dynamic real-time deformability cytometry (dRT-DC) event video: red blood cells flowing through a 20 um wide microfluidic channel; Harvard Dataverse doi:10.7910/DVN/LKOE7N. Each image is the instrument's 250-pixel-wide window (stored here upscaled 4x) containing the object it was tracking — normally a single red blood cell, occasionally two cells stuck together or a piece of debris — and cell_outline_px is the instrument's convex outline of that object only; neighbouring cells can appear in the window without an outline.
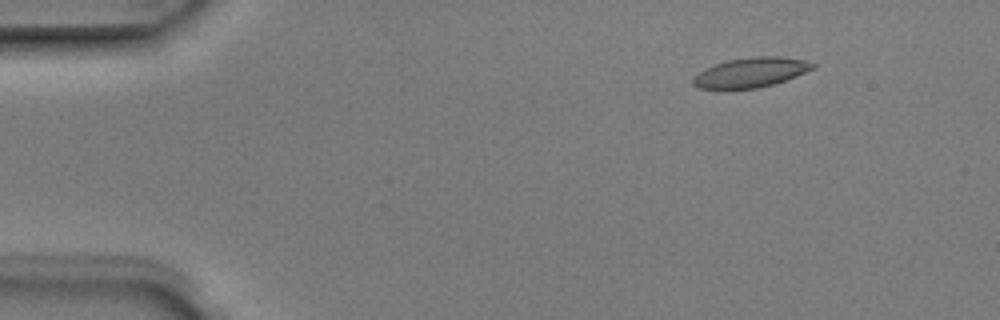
{"species": "Egyptian fruit bat (a non-hibernating species)", "species_latin": "Rousettus aegyptiacus", "temperature_condition": "room temperature", "stored_images_in_passage": 4, "camera_frame_rate_fps": 3000, "um_per_image_px": 0.085, "animal": {"sex": "male"}, "frame": {"image": 1, "passage_image": 2, "time_ms": 0.333, "image_size_px": [1000, 320], "cell_outline_px": [[816, 68], [796, 76], [772, 84], [756, 88], [700, 88], [692, 84], [692, 80], [704, 68], [728, 60], [756, 56], [780, 56], [804, 60], [816, 64]], "centroid_in_image_um": [63.86, 6.14], "position_along_channel_um": 21.1, "area_um2": 20.4}}